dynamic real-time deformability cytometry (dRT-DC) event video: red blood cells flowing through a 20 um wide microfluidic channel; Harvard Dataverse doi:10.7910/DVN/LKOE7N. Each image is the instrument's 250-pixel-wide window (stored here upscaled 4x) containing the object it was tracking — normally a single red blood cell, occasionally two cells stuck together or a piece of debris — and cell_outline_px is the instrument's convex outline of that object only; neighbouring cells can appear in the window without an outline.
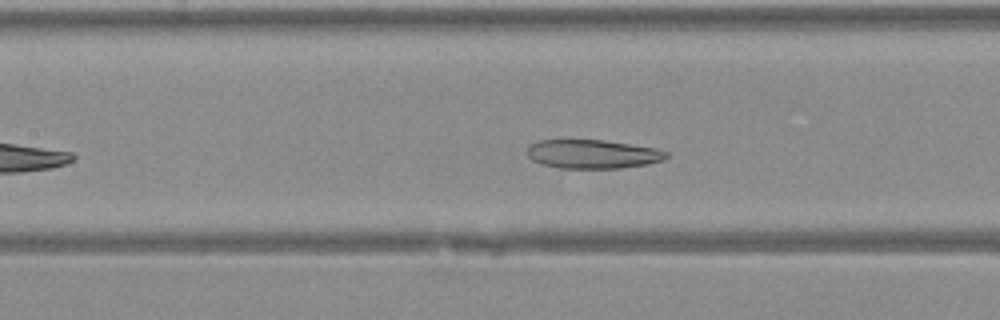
{"species": "Egyptian fruit bat (a non-hibernating species)", "species_latin": "Rousettus aegyptiacus", "temperature_condition": "warm", "stored_images_in_passage": 24, "camera_frame_rate_fps": 3000, "um_per_image_px": 0.085, "animal": {"sex": "female"}, "frame": {"image": 1, "passage_image": 8, "time_ms": 2.333, "image_size_px": [1000, 320], "cell_outline_px": [[668, 156], [664, 160], [648, 164], [620, 168], [560, 168], [544, 164], [532, 160], [528, 156], [528, 144], [540, 140], [604, 140], [656, 148], [668, 152]], "centroid_in_image_um": [50.39, 13.09], "position_along_channel_um": 157.0, "area_um2": 23.35}}
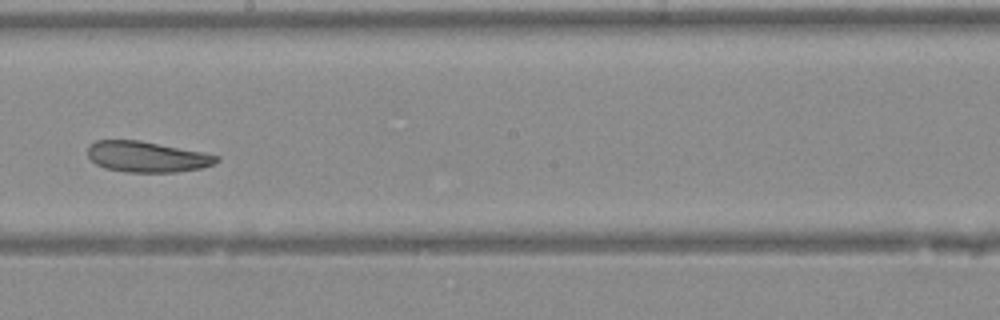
{"frame": {"image": 2, "passage_image": 13, "time_ms": 4.0, "image_size_px": [1000, 320], "cell_outline_px": [[220, 160], [212, 164], [200, 168], [176, 172], [128, 172], [104, 168], [96, 164], [88, 156], [88, 144], [96, 140], [140, 140], [220, 156]], "centroid_in_image_um": [12.44, 13.32], "position_along_channel_um": 235.8, "area_um2": 22.95}}
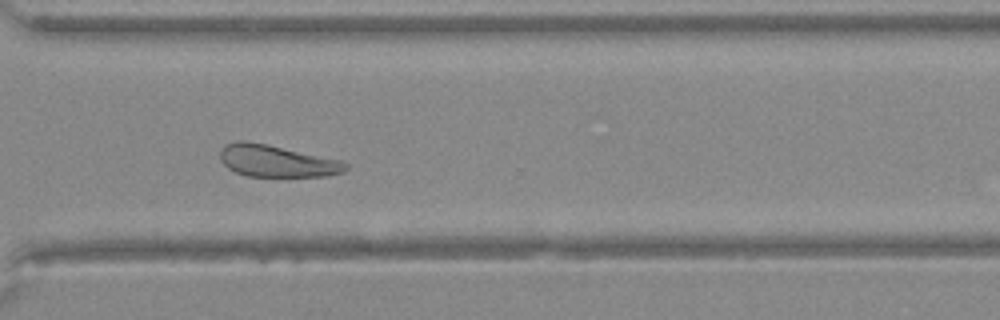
{"frame": {"image": 3, "passage_image": 20, "time_ms": 6.333, "image_size_px": [1000, 320], "cell_outline_px": [[348, 168], [344, 172], [328, 176], [248, 176], [236, 172], [228, 168], [220, 160], [220, 148], [224, 144], [236, 140], [248, 140], [268, 144], [340, 160], [348, 164]], "centroid_in_image_um": [23.49, 13.67], "position_along_channel_um": 347.1, "area_um2": 23.52}}